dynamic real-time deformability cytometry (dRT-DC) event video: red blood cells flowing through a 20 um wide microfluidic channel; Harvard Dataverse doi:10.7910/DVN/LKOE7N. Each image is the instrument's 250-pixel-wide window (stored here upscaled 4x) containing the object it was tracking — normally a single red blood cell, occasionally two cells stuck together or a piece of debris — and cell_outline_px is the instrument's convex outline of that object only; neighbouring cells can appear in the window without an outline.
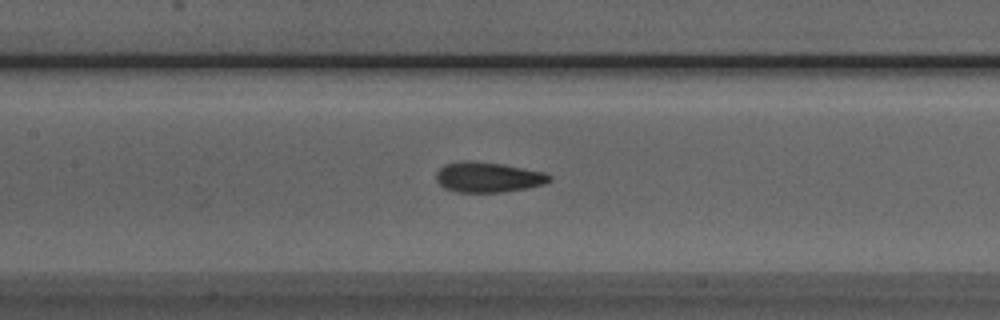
{"species": "Egyptian fruit bat (a non-hibernating species)", "species_latin": "Rousettus aegyptiacus", "temperature_condition": "room temperature", "stored_images_in_passage": 51, "camera_frame_rate_fps": 3000, "um_per_image_px": 0.085, "animal": {"sex": "male"}, "frame": {"image": 1, "passage_image": 23, "time_ms": 7.333, "image_size_px": [1000, 320], "cell_outline_px": [[552, 180], [544, 184], [528, 188], [504, 192], [456, 192], [444, 188], [436, 180], [436, 172], [444, 164], [460, 160], [472, 160], [504, 164], [544, 172], [552, 176]], "centroid_in_image_um": [41.48, 15.05], "position_along_channel_um": 165.9, "area_um2": 20.29}}
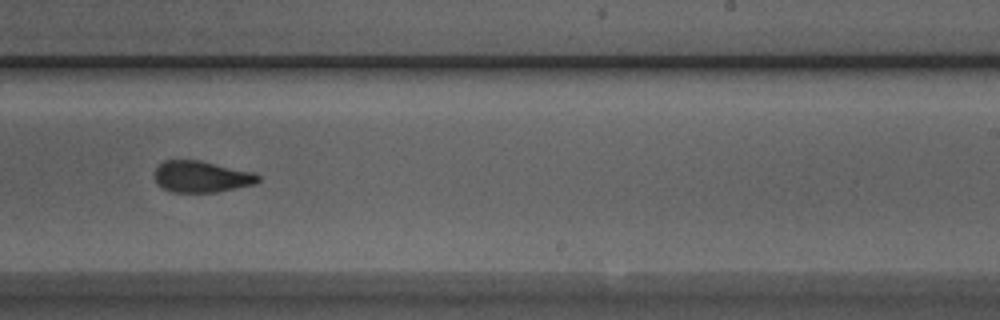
{"frame": {"image": 2, "passage_image": 31, "time_ms": 10.0, "image_size_px": [1000, 320], "cell_outline_px": [[260, 180], [256, 184], [216, 192], [172, 192], [156, 184], [156, 168], [164, 160], [200, 160], [256, 172], [260, 176]], "centroid_in_image_um": [17.18, 15.01], "position_along_channel_um": 271.8, "area_um2": 19.07}}
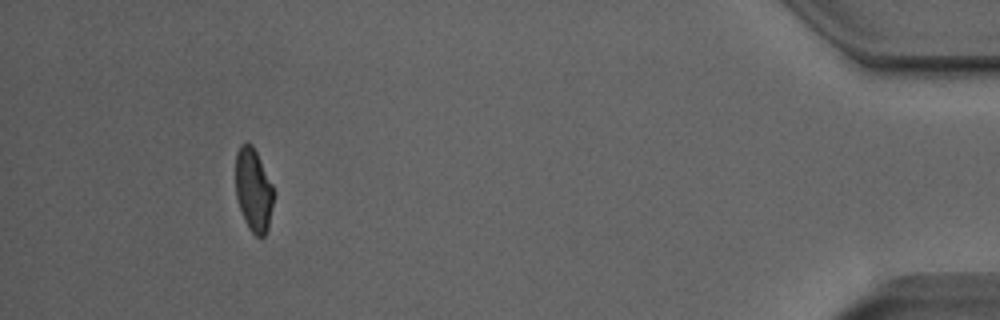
{"frame": {"image": 3, "passage_image": 47, "time_ms": 15.333, "image_size_px": [1000, 320], "cell_outline_px": [[272, 208], [268, 228], [264, 236], [256, 236], [248, 228], [244, 220], [236, 196], [236, 152], [240, 144], [248, 140], [252, 144], [272, 184]], "centroid_in_image_um": [21.52, 16.12], "position_along_channel_um": 413.7, "area_um2": 18.26}, "authors_computed_cell_mechanics": {"area_um2": 19.8254, "velocity_mm_per_s": 3.9938, "shape_relaxation_time_tau1_ms": 10.5138, "shape_relaxation_time_tau2_ms": 1.5599, "deformation_change_tau1": 0.2254, "deformation_change_tau2": 0.0871}}